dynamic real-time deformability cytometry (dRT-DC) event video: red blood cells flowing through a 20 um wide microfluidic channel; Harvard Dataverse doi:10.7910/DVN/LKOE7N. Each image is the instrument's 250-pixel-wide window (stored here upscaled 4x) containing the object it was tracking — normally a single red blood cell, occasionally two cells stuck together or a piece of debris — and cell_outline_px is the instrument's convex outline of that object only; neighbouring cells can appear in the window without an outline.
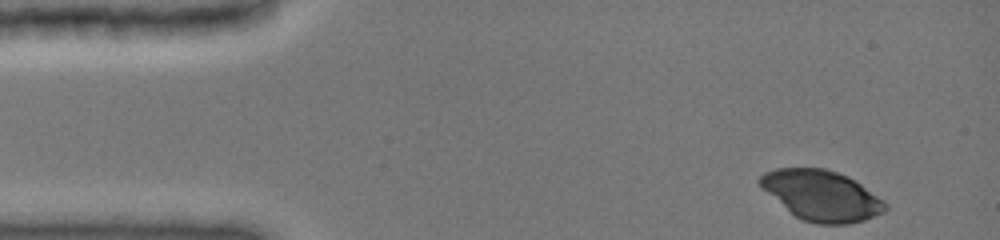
{"species": "common noctule bat (a hibernating species)", "species_latin": "Nyctalus noctula", "temperature_condition": "cold", "stored_images_in_passage": 7, "camera_frame_rate_fps": 3000, "um_per_image_px": 0.085, "animal": {"sex": "female", "body_mass_g": 19.0, "forearm_length_mm": 51.5}, "frame": {"image": 1, "passage_image": 1, "time_ms": 0.0, "image_size_px": [1000, 240], "cell_outline_px": [[888, 208], [884, 212], [864, 220], [848, 224], [820, 224], [804, 220], [796, 216], [768, 192], [756, 180], [764, 172], [776, 168], [824, 168], [848, 176], [856, 180], [884, 200], [888, 204]], "centroid_in_image_um": [69.89, 16.6], "position_along_channel_um": 15.1, "area_um2": 36.36}}